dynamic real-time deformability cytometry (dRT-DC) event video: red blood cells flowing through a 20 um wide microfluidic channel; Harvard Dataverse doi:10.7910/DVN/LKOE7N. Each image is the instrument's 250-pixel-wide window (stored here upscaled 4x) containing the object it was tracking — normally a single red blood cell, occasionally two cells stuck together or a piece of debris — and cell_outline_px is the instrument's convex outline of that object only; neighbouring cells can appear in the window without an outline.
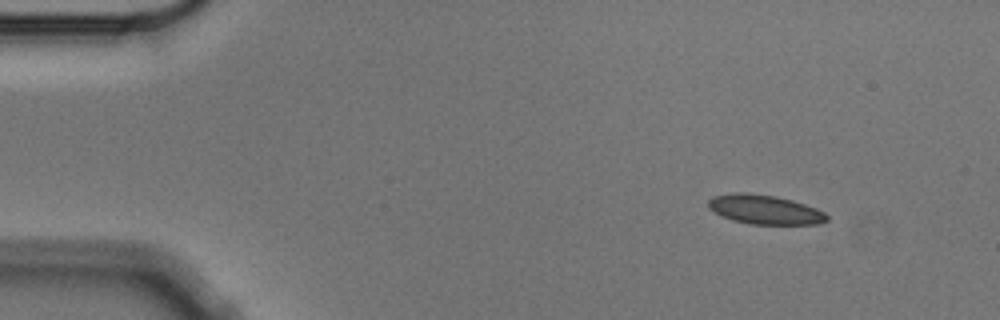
{"species": "Egyptian fruit bat (a non-hibernating species)", "species_latin": "Rousettus aegyptiacus", "temperature_condition": "cold", "stored_images_in_passage": 4, "camera_frame_rate_fps": 3000, "um_per_image_px": 0.085, "animal": {"sex": "male"}, "frame": {"image": 1, "passage_image": 1, "time_ms": 0.0, "image_size_px": [1000, 320], "cell_outline_px": [[828, 220], [816, 224], [748, 224], [732, 220], [720, 216], [708, 208], [708, 200], [712, 196], [736, 192], [744, 192], [776, 196], [792, 200], [816, 208], [824, 212], [828, 216]], "centroid_in_image_um": [64.96, 17.81], "position_along_channel_um": 20.0, "area_um2": 20.35}}
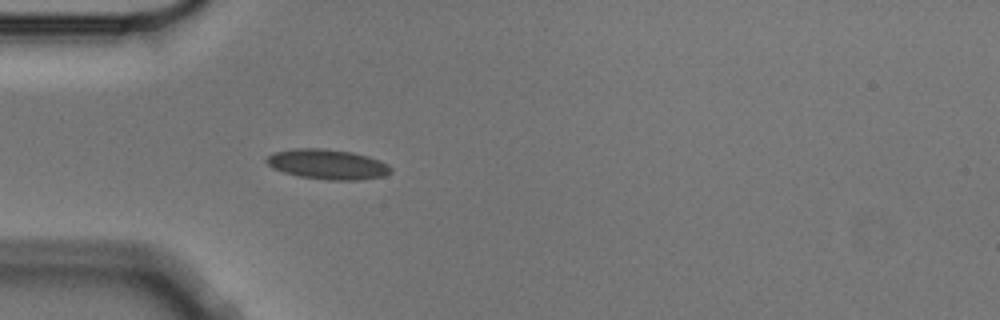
{"frame": {"image": 2, "passage_image": 4, "time_ms": 1.0, "image_size_px": [1000, 320], "cell_outline_px": [[392, 172], [384, 176], [360, 180], [324, 180], [300, 176], [284, 172], [272, 168], [264, 160], [272, 152], [292, 148], [324, 148], [352, 152], [368, 156], [380, 160], [388, 164], [392, 168]], "centroid_in_image_um": [27.84, 13.96], "position_along_channel_um": 57.2, "area_um2": 22.02}}